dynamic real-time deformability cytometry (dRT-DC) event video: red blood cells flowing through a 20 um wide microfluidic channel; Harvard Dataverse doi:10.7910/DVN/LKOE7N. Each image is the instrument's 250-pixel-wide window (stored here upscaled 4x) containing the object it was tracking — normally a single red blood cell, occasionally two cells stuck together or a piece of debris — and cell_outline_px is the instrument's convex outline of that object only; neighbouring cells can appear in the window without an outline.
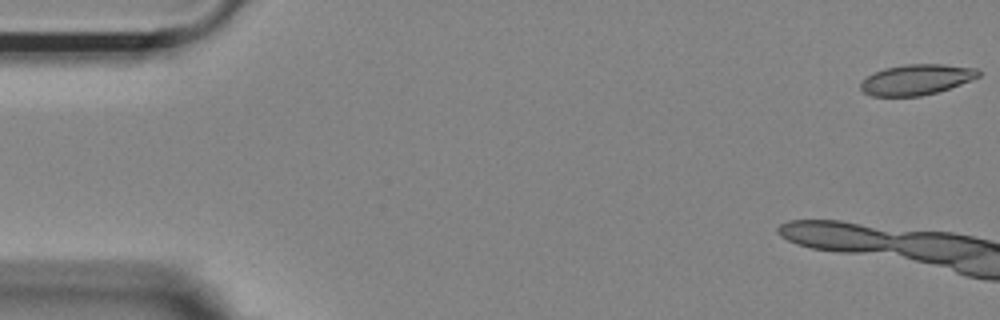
{"species": "Egyptian fruit bat (a non-hibernating species)", "species_latin": "Rousettus aegyptiacus", "temperature_condition": "room temperature", "stored_images_in_passage": 7, "camera_frame_rate_fps": 3000, "um_per_image_px": 0.085, "animal": {"sex": "female"}, "frame": {"image": 1, "passage_image": 1, "time_ms": 0.0, "image_size_px": [1000, 320], "cell_outline_px": [[980, 76], [960, 84], [936, 92], [920, 96], [872, 96], [864, 92], [860, 88], [860, 84], [868, 76], [884, 68], [904, 64], [944, 64], [976, 68], [980, 72]], "centroid_in_image_um": [77.9, 6.76], "position_along_channel_um": 7.1, "area_um2": 20.75}}